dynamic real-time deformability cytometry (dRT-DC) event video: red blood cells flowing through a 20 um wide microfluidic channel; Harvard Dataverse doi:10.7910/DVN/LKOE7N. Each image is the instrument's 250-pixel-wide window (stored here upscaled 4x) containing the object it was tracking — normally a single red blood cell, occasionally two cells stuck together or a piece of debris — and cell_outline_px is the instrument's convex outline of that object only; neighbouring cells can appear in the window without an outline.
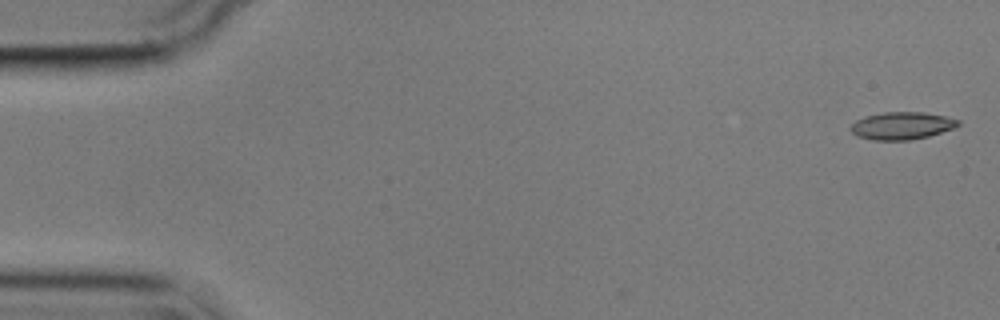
{"species": "common noctule bat (a hibernating species)", "species_latin": "Nyctalus noctula", "temperature_condition": "cold", "stored_images_in_passage": 32, "segment_of_instrument_passage": [1, 2], "camera_frame_rate_fps": 3000, "um_per_image_px": 0.085, "animal": {"sex": "male", "body_mass_g": 17.9}, "frame": {"image": 1, "passage_image": 2, "time_ms": 0.333, "image_size_px": [1000, 320], "cell_outline_px": [[960, 124], [952, 128], [928, 136], [912, 140], [872, 140], [856, 136], [848, 128], [856, 120], [864, 116], [884, 112], [924, 112], [944, 116], [960, 120]], "centroid_in_image_um": [76.61, 10.68], "position_along_channel_um": 8.4, "area_um2": 17.22}}
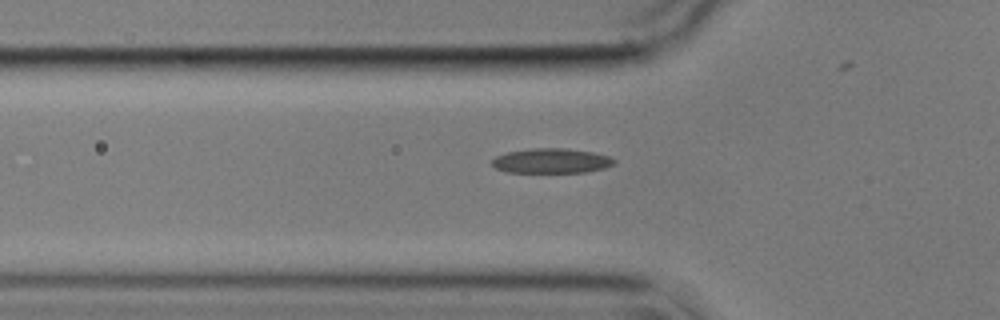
{"frame": {"image": 2, "passage_image": 19, "time_ms": 6.0, "image_size_px": [1000, 320], "cell_outline_px": [[616, 164], [604, 168], [588, 172], [508, 172], [496, 168], [492, 164], [492, 160], [496, 156], [508, 152], [532, 148], [564, 148], [592, 152], [608, 156], [616, 160]], "centroid_in_image_um": [46.9, 13.67], "position_along_channel_um": 78.9, "area_um2": 17.57}}
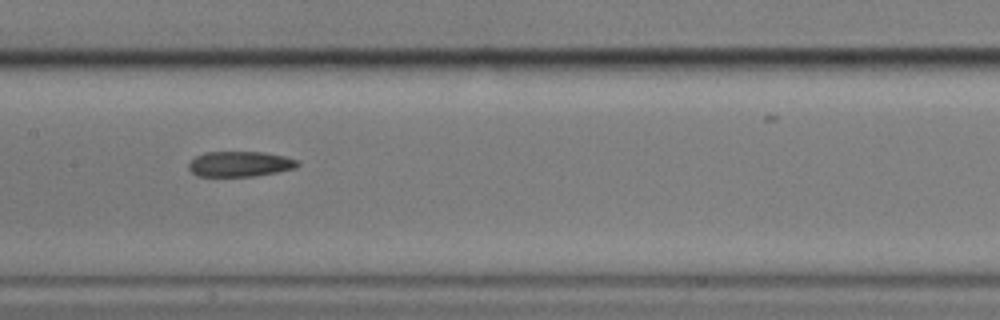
{"frame": {"image": 3, "passage_image": 28, "time_ms": 9.0, "image_size_px": [1000, 320], "cell_outline_px": [[300, 164], [296, 168], [256, 176], [196, 176], [188, 168], [188, 164], [196, 156], [204, 152], [264, 152], [284, 156], [300, 160]], "centroid_in_image_um": [20.41, 13.94], "position_along_channel_um": 187.0, "area_um2": 16.18}}